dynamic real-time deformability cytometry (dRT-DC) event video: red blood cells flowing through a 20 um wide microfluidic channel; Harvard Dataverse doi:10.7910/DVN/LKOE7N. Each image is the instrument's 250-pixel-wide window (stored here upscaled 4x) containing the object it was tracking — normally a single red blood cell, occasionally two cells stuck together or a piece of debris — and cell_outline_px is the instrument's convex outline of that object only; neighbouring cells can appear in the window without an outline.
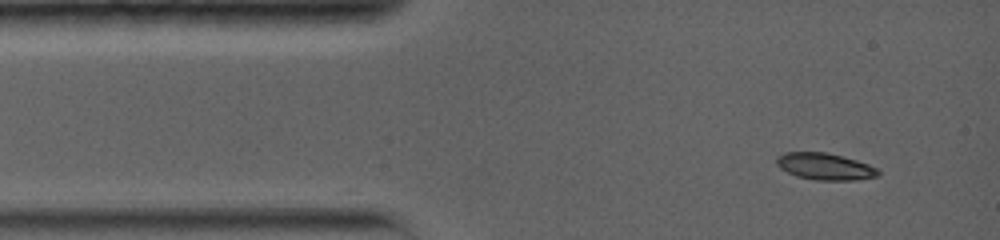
{"species": "common noctule bat (a hibernating species)", "species_latin": "Nyctalus noctula", "temperature_condition": "warm", "stored_images_in_passage": 25, "camera_frame_rate_fps": 5000, "um_per_image_px": 0.085, "animal": {"sex": "female", "body_mass_g": 19.0, "forearm_length_mm": 56.7}, "frame": {"image": 1, "passage_image": 1, "time_ms": 0.0, "image_size_px": [1000, 240], "cell_outline_px": [[880, 172], [876, 176], [852, 180], [816, 180], [796, 176], [780, 168], [776, 164], [776, 156], [784, 152], [828, 152], [856, 160], [868, 164], [876, 168]], "centroid_in_image_um": [70.07, 14.14], "position_along_channel_um": 14.9, "area_um2": 15.78}}
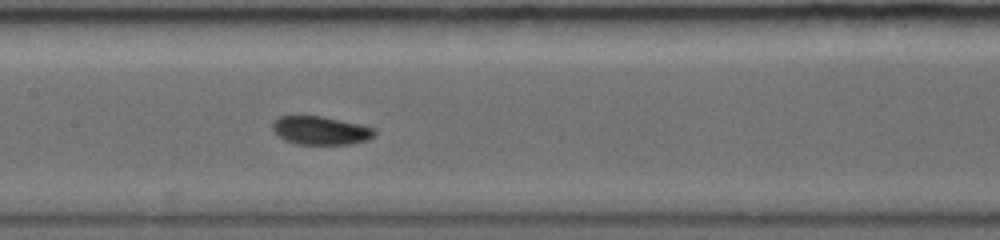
{"frame": {"image": 2, "passage_image": 11, "time_ms": 5.6, "image_size_px": [1000, 240], "cell_outline_px": [[376, 132], [368, 140], [352, 144], [296, 144], [284, 140], [276, 136], [272, 128], [272, 124], [280, 116], [320, 116], [360, 124], [376, 128]], "centroid_in_image_um": [27.25, 11.1], "position_along_channel_um": 180.2, "area_um2": 16.94}}
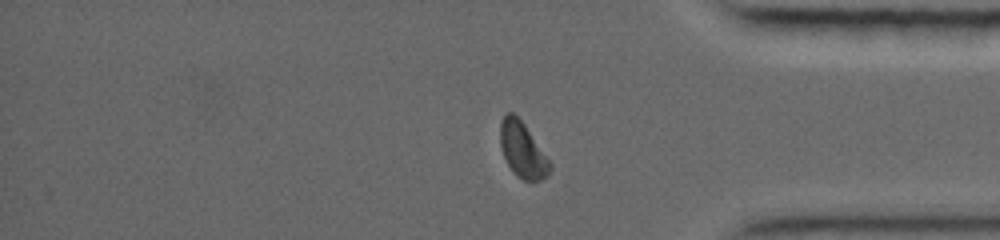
{"frame": {"image": 3, "passage_image": 22, "time_ms": 11.4, "image_size_px": [1000, 240], "cell_outline_px": [[552, 168], [548, 176], [532, 184], [516, 176], [512, 172], [504, 156], [500, 144], [500, 124], [504, 116], [508, 112], [512, 112], [524, 124], [552, 164]], "centroid_in_image_um": [44.44, 12.81], "position_along_channel_um": 390.8, "area_um2": 16.07}, "authors_computed_cell_mechanics": {"area_um2": 16.4152, "velocity_mm_per_s": 3.8307, "shape_relaxation_time_tau1_ms": 3.9421, "shape_relaxation_time_tau2_ms": null, "deformation_change_tau1": 0.1357, "deformation_change_tau2": null}}